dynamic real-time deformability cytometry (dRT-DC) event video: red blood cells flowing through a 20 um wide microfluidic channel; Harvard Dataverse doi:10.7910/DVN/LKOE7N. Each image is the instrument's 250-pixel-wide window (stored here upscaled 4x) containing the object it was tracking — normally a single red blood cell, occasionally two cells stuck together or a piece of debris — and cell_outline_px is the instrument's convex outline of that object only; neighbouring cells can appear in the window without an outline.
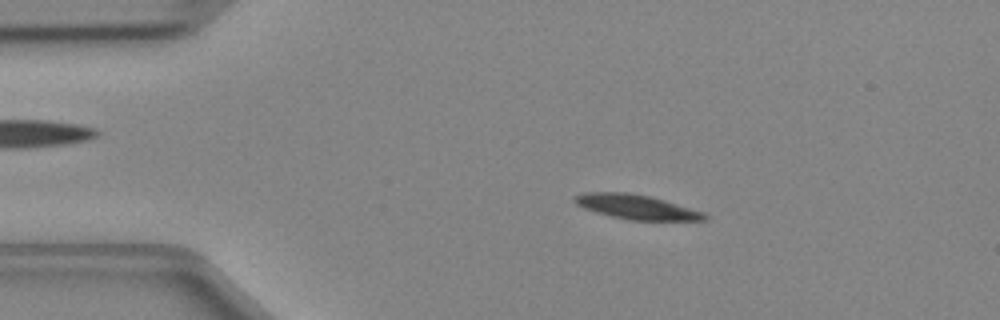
{"species": "Egyptian fruit bat (a non-hibernating species)", "species_latin": "Rousettus aegyptiacus", "temperature_condition": "cold", "stored_images_in_passage": 46, "camera_frame_rate_fps": 3000, "um_per_image_px": 0.085, "animal": {"sex": "female"}, "frame": {"image": 1, "passage_image": 8, "time_ms": 2.333, "image_size_px": [1000, 320], "cell_outline_px": [[708, 220], [628, 220], [596, 212], [584, 208], [576, 204], [572, 200], [572, 196], [584, 192], [628, 192], [648, 196], [664, 200], [704, 212], [708, 216]], "centroid_in_image_um": [54.06, 17.58], "position_along_channel_um": 30.9, "area_um2": 18.55}}
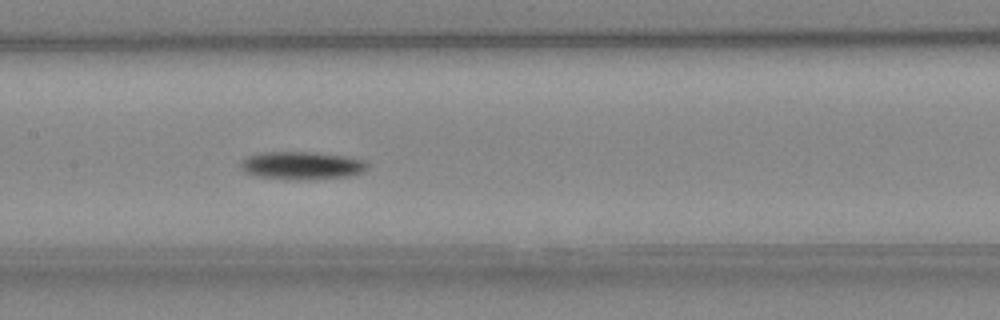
{"frame": {"image": 2, "passage_image": 22, "time_ms": 7.0, "image_size_px": [1000, 320], "cell_outline_px": [[368, 168], [364, 172], [348, 176], [312, 180], [292, 180], [256, 176], [244, 172], [240, 168], [240, 160], [248, 156], [260, 152], [312, 152], [348, 156], [364, 160], [368, 164]], "centroid_in_image_um": [25.65, 14.07], "position_along_channel_um": 181.8, "area_um2": 21.04}}
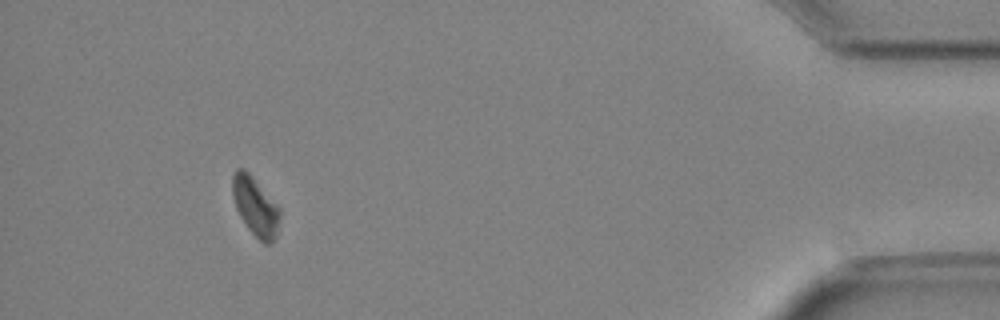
{"frame": {"image": 3, "passage_image": 43, "time_ms": 14.0, "image_size_px": [1000, 320], "cell_outline_px": [[280, 216], [276, 236], [272, 244], [264, 244], [248, 228], [240, 216], [236, 208], [232, 192], [232, 172], [236, 168], [244, 168], [252, 176], [280, 208]], "centroid_in_image_um": [21.7, 17.53], "position_along_channel_um": 413.5, "area_um2": 16.18}}